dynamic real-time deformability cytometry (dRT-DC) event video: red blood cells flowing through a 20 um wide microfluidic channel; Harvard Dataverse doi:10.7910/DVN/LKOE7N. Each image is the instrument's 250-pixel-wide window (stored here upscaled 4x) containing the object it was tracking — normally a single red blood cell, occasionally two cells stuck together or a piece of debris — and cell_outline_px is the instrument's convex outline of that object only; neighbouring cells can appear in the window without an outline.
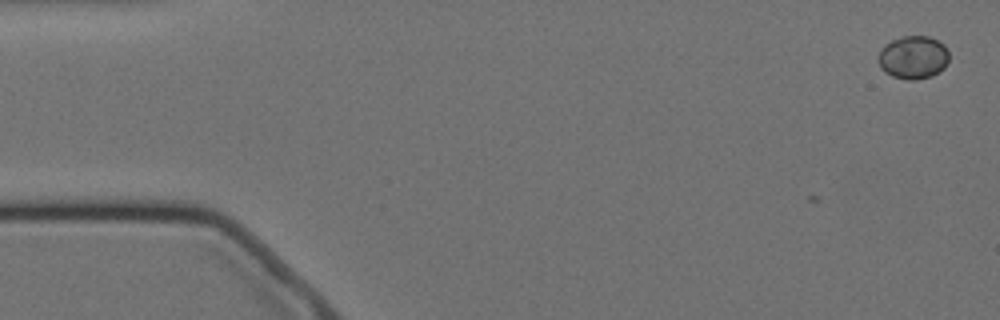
{"species": "Egyptian fruit bat (a non-hibernating species)", "species_latin": "Rousettus aegyptiacus", "temperature_condition": "cold", "stored_images_in_passage": 3, "camera_frame_rate_fps": 3000, "um_per_image_px": 0.085, "animal": {"sex": "female"}, "frame": {"image": 1, "passage_image": 3, "time_ms": 0.667, "image_size_px": [1000, 320], "cell_outline_px": [[948, 60], [944, 68], [932, 76], [916, 80], [908, 80], [892, 76], [884, 72], [880, 68], [876, 60], [884, 44], [892, 40], [904, 36], [928, 36], [944, 44], [948, 48]], "centroid_in_image_um": [77.6, 4.88], "position_along_channel_um": 7.4, "area_um2": 17.98}}